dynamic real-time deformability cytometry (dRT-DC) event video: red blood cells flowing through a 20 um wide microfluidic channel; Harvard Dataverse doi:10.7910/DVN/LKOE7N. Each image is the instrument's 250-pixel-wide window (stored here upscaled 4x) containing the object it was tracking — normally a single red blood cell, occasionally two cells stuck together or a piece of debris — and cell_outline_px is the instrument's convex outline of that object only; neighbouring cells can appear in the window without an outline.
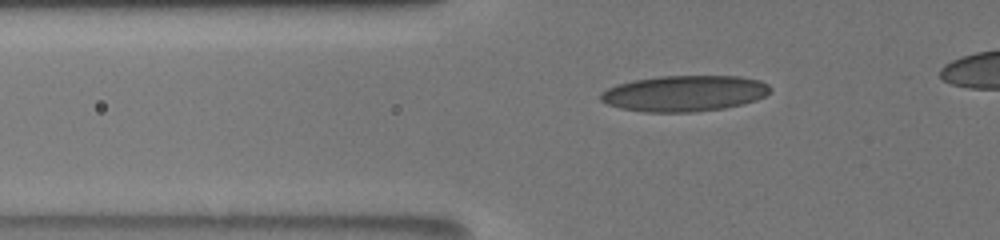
{"species": "human", "species_latin": "Homo sapiens", "temperature_condition": "room temperature", "stored_images_in_passage": 17, "camera_frame_rate_fps": 3000, "um_per_image_px": 0.085, "donor": {"sex": "male"}, "frame": {"image": 1, "passage_image": 8, "time_ms": 5.333, "image_size_px": [1000, 240], "cell_outline_px": [[772, 92], [756, 100], [724, 108], [696, 112], [644, 112], [620, 108], [608, 104], [600, 100], [600, 92], [616, 84], [632, 80], [660, 76], [740, 76], [760, 80], [768, 84], [772, 88]], "centroid_in_image_um": [58.18, 7.93], "position_along_channel_um": 67.6, "area_um2": 35.78}}
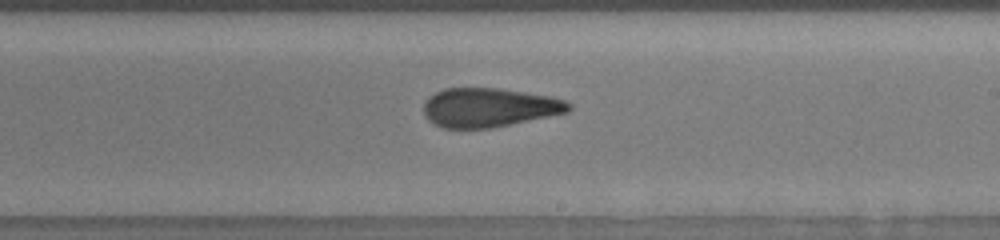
{"frame": {"image": 2, "passage_image": 15, "time_ms": 10.333, "image_size_px": [1000, 240], "cell_outline_px": [[572, 108], [568, 112], [492, 128], [444, 128], [428, 120], [424, 112], [424, 104], [436, 92], [444, 88], [500, 88], [548, 96], [564, 100], [572, 104]], "centroid_in_image_um": [41.59, 9.14], "position_along_channel_um": 247.4, "area_um2": 32.71}}
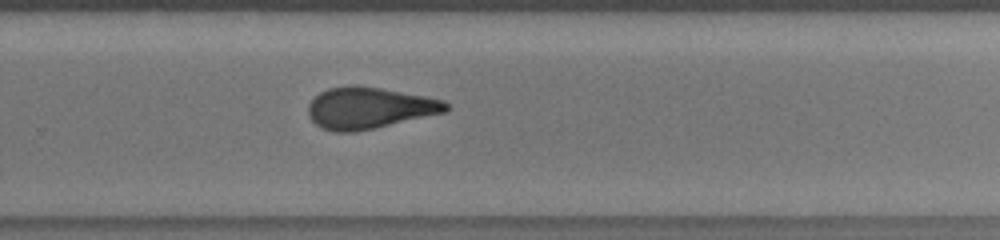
{"frame": {"image": 3, "passage_image": 17, "time_ms": 11.667, "image_size_px": [1000, 240], "cell_outline_px": [[452, 108], [444, 112], [372, 128], [352, 132], [336, 132], [320, 128], [308, 116], [308, 104], [320, 92], [328, 88], [380, 88], [424, 96], [444, 100]], "centroid_in_image_um": [31.38, 9.21], "position_along_channel_um": 298.4, "area_um2": 32.25}}